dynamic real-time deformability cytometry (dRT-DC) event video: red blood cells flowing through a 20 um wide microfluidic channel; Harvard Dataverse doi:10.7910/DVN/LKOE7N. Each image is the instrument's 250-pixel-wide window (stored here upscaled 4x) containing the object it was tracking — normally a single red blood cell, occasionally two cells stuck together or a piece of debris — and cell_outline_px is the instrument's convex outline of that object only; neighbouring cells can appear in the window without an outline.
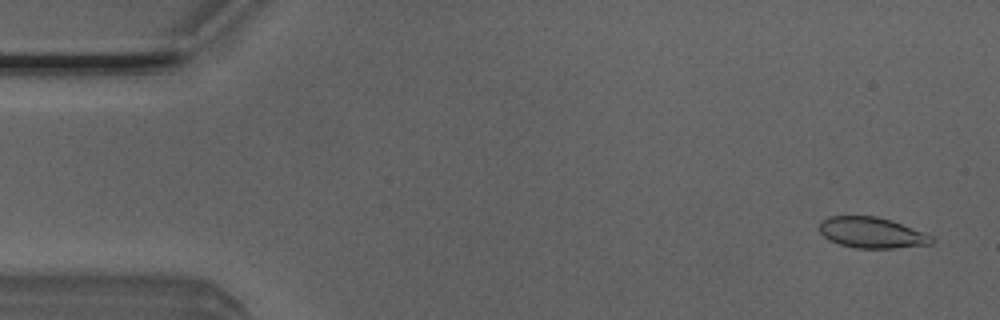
{"species": "Egyptian fruit bat (a non-hibernating species)", "species_latin": "Rousettus aegyptiacus", "temperature_condition": "room temperature", "stored_images_in_passage": 50, "camera_frame_rate_fps": 3000, "um_per_image_px": 0.085, "animal": {"sex": "male"}, "frame": {"image": 1, "passage_image": 2, "time_ms": 0.333, "image_size_px": [1000, 320], "cell_outline_px": [[936, 240], [932, 244], [892, 248], [856, 248], [840, 244], [828, 240], [820, 232], [820, 220], [828, 216], [876, 216], [892, 220], [924, 232], [932, 236]], "centroid_in_image_um": [74.11, 19.77], "position_along_channel_um": 10.9, "area_um2": 20.29}}
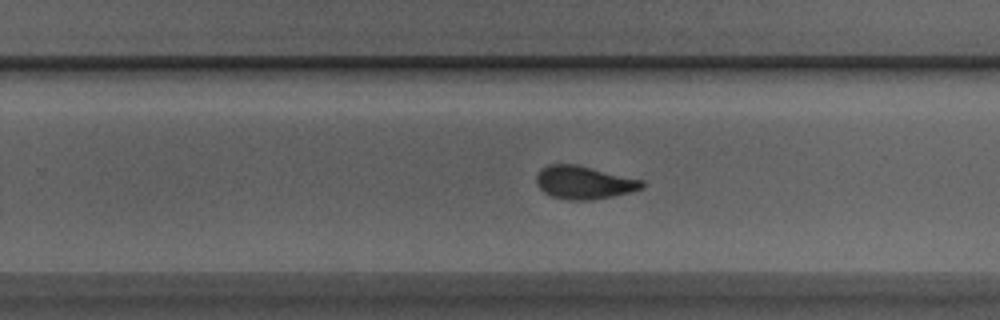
{"frame": {"image": 2, "passage_image": 31, "time_ms": 10.0, "image_size_px": [1000, 320], "cell_outline_px": [[644, 188], [632, 192], [592, 200], [568, 200], [552, 196], [544, 192], [536, 184], [536, 176], [540, 168], [548, 164], [576, 164], [644, 180]], "centroid_in_image_um": [49.64, 15.51], "position_along_channel_um": 280.2, "area_um2": 20.52}}
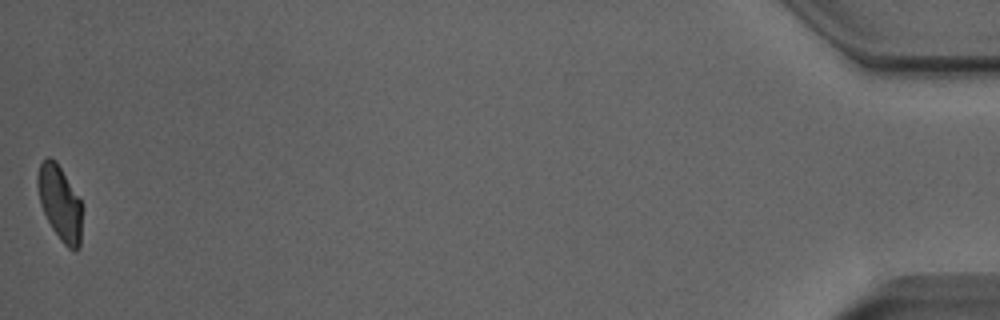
{"frame": {"image": 3, "passage_image": 50, "time_ms": 16.333, "image_size_px": [1000, 320], "cell_outline_px": [[84, 208], [80, 248], [76, 252], [68, 248], [60, 240], [52, 228], [40, 204], [36, 184], [36, 176], [40, 164], [48, 156], [56, 160], [80, 200]], "centroid_in_image_um": [5.12, 17.29], "position_along_channel_um": 430.1, "area_um2": 19.83}, "authors_computed_cell_mechanics": {"area_um2": 20.7502, "velocity_mm_per_s": 4.0071, "shape_relaxation_time_tau1_ms": 3.258, "shape_relaxation_time_tau2_ms": 0.9699, "deformation_change_tau1": 0.1306, "deformation_change_tau2": 0.0523}}